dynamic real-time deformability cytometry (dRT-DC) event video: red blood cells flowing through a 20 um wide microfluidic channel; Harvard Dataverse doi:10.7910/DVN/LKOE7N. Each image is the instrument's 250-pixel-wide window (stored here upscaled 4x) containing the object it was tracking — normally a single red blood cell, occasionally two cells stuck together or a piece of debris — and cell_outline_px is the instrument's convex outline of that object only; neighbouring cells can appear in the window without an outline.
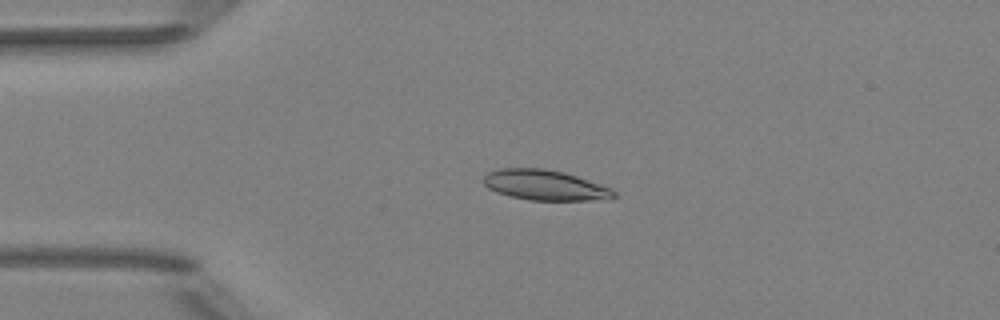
{"species": "Egyptian fruit bat (a non-hibernating species)", "species_latin": "Rousettus aegyptiacus", "temperature_condition": "room temperature", "stored_images_in_passage": 51, "camera_frame_rate_fps": 3000, "um_per_image_px": 0.085, "animal": {"sex": "female"}, "frame": {"image": 1, "passage_image": 12, "time_ms": 3.667, "image_size_px": [1000, 320], "cell_outline_px": [[620, 196], [608, 200], [528, 200], [496, 192], [488, 188], [484, 184], [484, 176], [488, 172], [500, 168], [544, 168], [564, 172], [612, 188]], "centroid_in_image_um": [46.38, 15.74], "position_along_channel_um": 38.6, "area_um2": 23.18}}
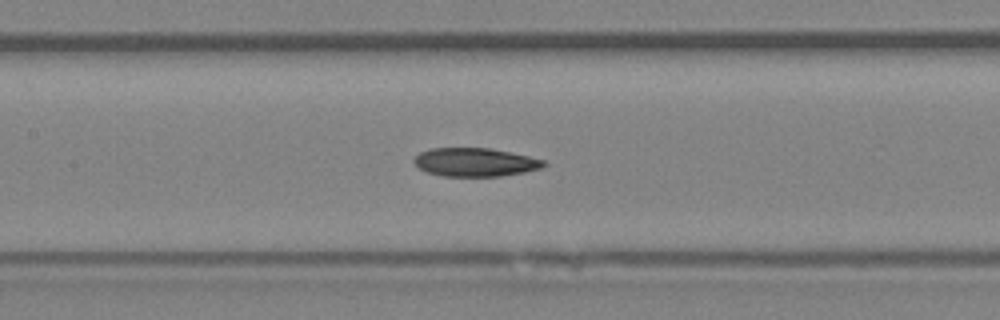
{"frame": {"image": 2, "passage_image": 24, "time_ms": 7.667, "image_size_px": [1000, 320], "cell_outline_px": [[548, 164], [540, 168], [524, 172], [500, 176], [444, 176], [428, 172], [420, 168], [412, 160], [420, 152], [432, 148], [488, 148], [528, 156], [544, 160]], "centroid_in_image_um": [40.39, 13.78], "position_along_channel_um": 167.0, "area_um2": 21.27}}
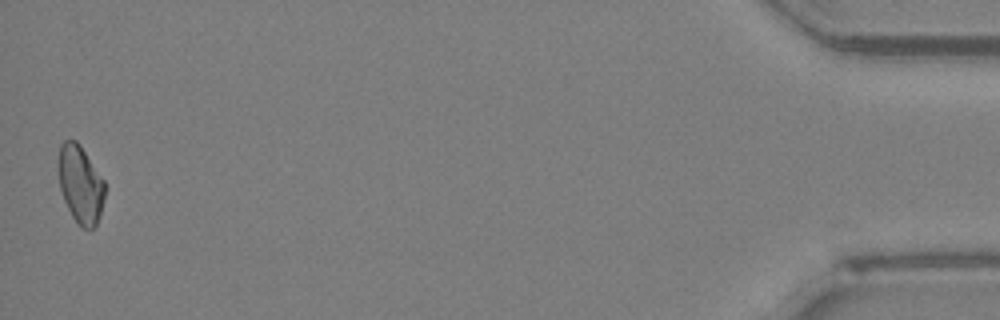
{"frame": {"image": 3, "passage_image": 51, "time_ms": 16.667, "image_size_px": [1000, 320], "cell_outline_px": [[104, 196], [100, 216], [96, 224], [92, 228], [84, 228], [72, 216], [64, 200], [60, 188], [60, 144], [64, 140], [76, 140], [80, 144], [104, 180]], "centroid_in_image_um": [6.86, 15.65], "position_along_channel_um": 428.3, "area_um2": 20.46}}